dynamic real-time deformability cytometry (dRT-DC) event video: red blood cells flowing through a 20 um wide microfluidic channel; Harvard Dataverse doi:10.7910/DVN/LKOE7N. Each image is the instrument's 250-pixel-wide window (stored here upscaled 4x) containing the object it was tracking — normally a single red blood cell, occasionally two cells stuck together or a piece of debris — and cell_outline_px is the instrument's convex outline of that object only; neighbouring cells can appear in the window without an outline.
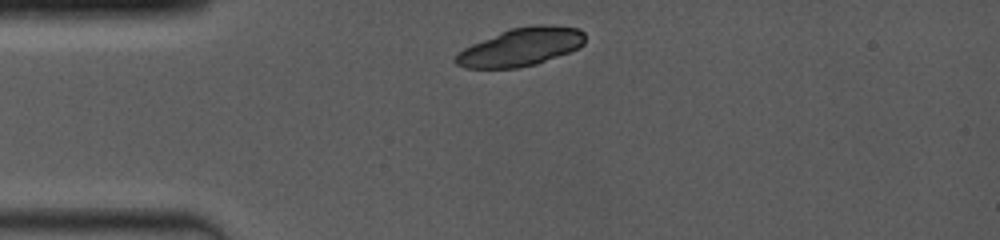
{"species": "common noctule bat (a hibernating species)", "species_latin": "Nyctalus noctula", "temperature_condition": "room temperature", "stored_images_in_passage": 4, "camera_frame_rate_fps": 4000, "um_per_image_px": 0.085, "animal": {"sex": "female", "body_mass_g": 19.0, "forearm_length_mm": 53.3}, "frame": {"image": 1, "passage_image": 1, "time_ms": 0.0, "image_size_px": [1000, 240], "cell_outline_px": [[584, 44], [568, 52], [536, 64], [516, 68], [464, 68], [456, 64], [452, 60], [464, 48], [472, 44], [508, 28], [532, 24], [548, 24], [580, 28], [584, 32]], "centroid_in_image_um": [44.27, 3.97], "position_along_channel_um": 40.7, "area_um2": 28.78}}